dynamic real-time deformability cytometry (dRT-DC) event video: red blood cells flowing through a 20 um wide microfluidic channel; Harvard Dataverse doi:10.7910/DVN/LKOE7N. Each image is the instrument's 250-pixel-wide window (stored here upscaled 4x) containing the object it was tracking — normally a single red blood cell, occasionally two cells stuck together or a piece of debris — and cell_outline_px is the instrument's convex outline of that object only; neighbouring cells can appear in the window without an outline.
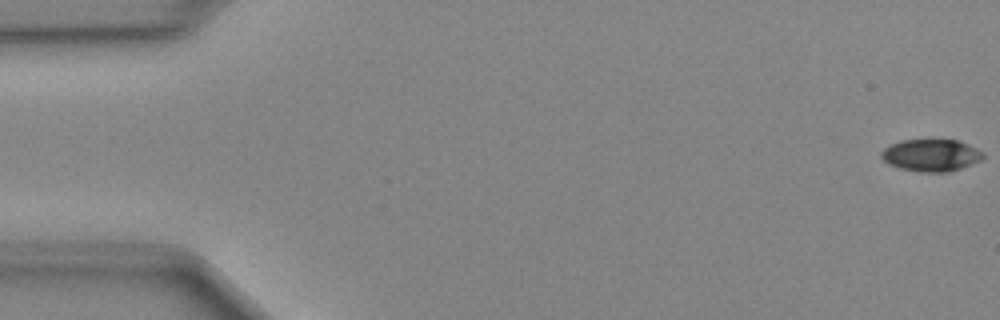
{"species": "Egyptian fruit bat (a non-hibernating species)", "species_latin": "Rousettus aegyptiacus", "temperature_condition": "cold", "stored_images_in_passage": 49, "camera_frame_rate_fps": 3000, "um_per_image_px": 0.085, "animal": {"sex": "female"}, "frame": {"image": 1, "passage_image": 1, "time_ms": 0.0, "image_size_px": [1000, 320], "cell_outline_px": [[984, 156], [980, 160], [972, 164], [948, 172], [920, 172], [900, 168], [888, 164], [880, 156], [880, 152], [884, 148], [900, 140], [960, 140], [984, 152]], "centroid_in_image_um": [79.14, 13.19], "position_along_channel_um": 5.9, "area_um2": 19.07}}
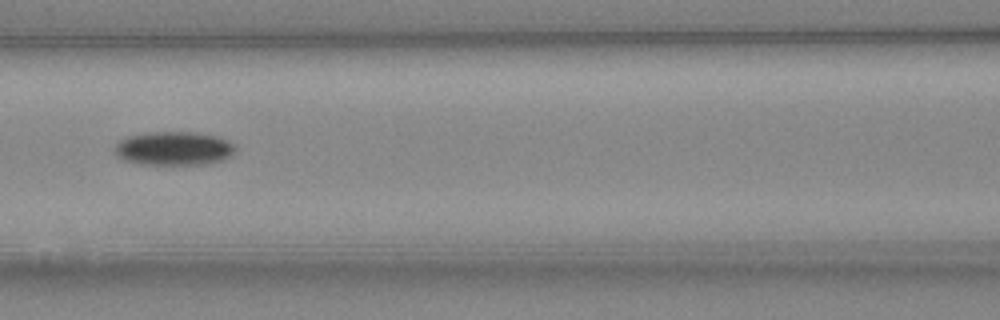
{"frame": {"image": 2, "passage_image": 22, "time_ms": 7.0, "image_size_px": [1000, 320], "cell_outline_px": [[236, 148], [228, 156], [220, 160], [208, 164], [140, 164], [124, 160], [116, 156], [112, 152], [112, 148], [120, 140], [128, 136], [148, 132], [196, 132], [212, 136], [224, 140], [232, 144]], "centroid_in_image_um": [14.66, 12.62], "position_along_channel_um": 151.9, "area_um2": 23.52}}
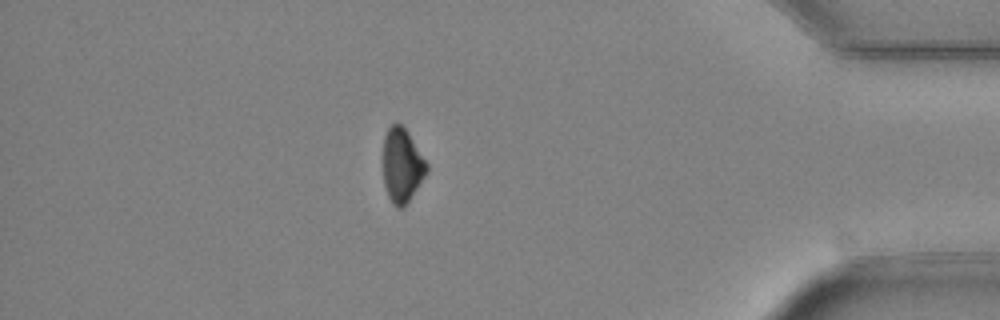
{"frame": {"image": 3, "passage_image": 43, "time_ms": 14.0, "image_size_px": [1000, 320], "cell_outline_px": [[428, 172], [404, 208], [396, 208], [392, 204], [388, 196], [384, 184], [384, 136], [388, 128], [396, 120], [408, 132], [428, 164]], "centroid_in_image_um": [34.18, 14.07], "position_along_channel_um": 401.0, "area_um2": 18.9}}